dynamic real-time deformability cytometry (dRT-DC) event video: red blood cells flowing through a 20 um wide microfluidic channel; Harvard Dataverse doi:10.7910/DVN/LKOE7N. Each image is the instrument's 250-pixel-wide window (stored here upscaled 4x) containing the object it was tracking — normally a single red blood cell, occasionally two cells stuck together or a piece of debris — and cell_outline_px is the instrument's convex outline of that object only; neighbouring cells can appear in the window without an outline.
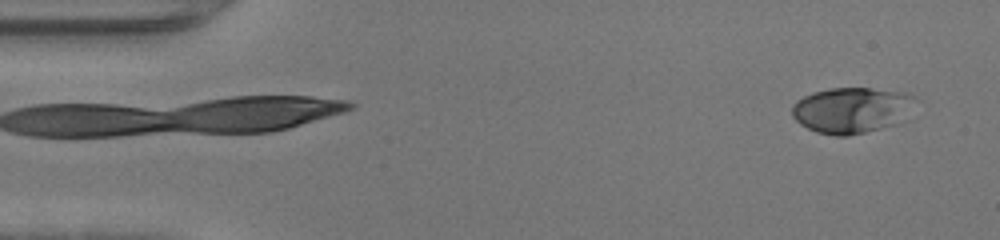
{"species": "human", "species_latin": "Homo sapiens", "temperature_condition": "warm", "stored_images_in_passage": 46, "camera_frame_rate_fps": 3000, "um_per_image_px": 0.085, "donor": {"sex": "female"}, "frame": {"image": 1, "passage_image": 2, "time_ms": 0.333, "image_size_px": [1000, 240], "cell_outline_px": [[920, 100], [896, 124], [848, 136], [836, 136], [816, 132], [800, 124], [792, 116], [792, 108], [796, 100], [812, 92], [828, 88], [868, 88], [908, 92], [916, 96]], "centroid_in_image_um": [72.41, 9.34], "position_along_channel_um": 12.6, "area_um2": 33.18}}
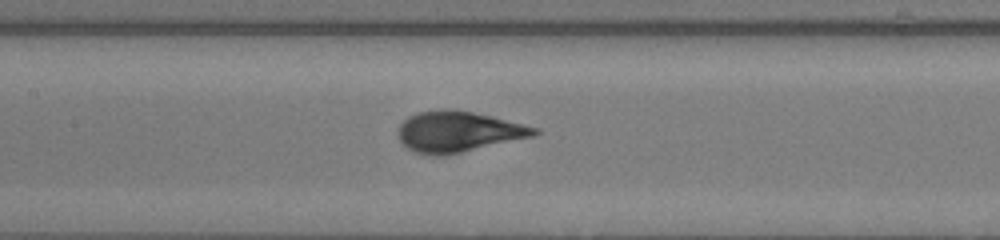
{"frame": {"image": 2, "passage_image": 21, "time_ms": 6.667, "image_size_px": [1000, 240], "cell_outline_px": [[540, 132], [532, 136], [444, 156], [432, 156], [416, 152], [408, 148], [400, 140], [396, 132], [400, 124], [408, 116], [416, 112], [440, 108], [448, 108], [472, 112], [492, 116], [540, 128]], "centroid_in_image_um": [38.91, 11.17], "position_along_channel_um": 168.5, "area_um2": 32.43}}
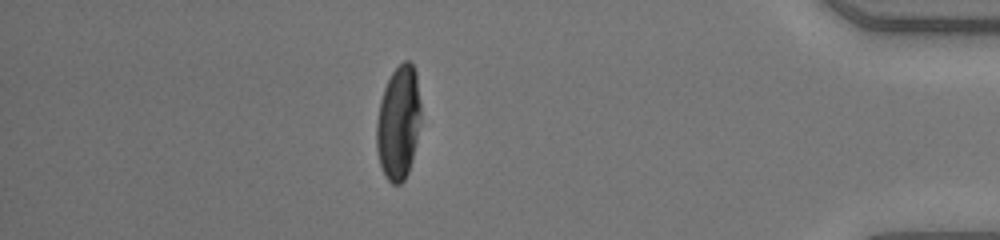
{"frame": {"image": 3, "passage_image": 40, "time_ms": 13.0, "image_size_px": [1000, 240], "cell_outline_px": [[420, 120], [412, 160], [408, 172], [404, 180], [400, 184], [392, 184], [384, 176], [380, 164], [376, 148], [376, 120], [380, 100], [384, 88], [392, 72], [404, 60], [408, 60], [412, 64], [416, 72], [420, 100]], "centroid_in_image_um": [33.85, 10.44], "position_along_channel_um": 401.3, "area_um2": 29.48}, "authors_computed_cell_mechanics": {"area_um2": 31.6455, "velocity_mm_per_s": 4.3916, "shape_relaxation_time_tau1_ms": 4.8795, "shape_relaxation_time_tau2_ms": null, "deformation_change_tau1": 0.2602, "deformation_change_tau2": null}}